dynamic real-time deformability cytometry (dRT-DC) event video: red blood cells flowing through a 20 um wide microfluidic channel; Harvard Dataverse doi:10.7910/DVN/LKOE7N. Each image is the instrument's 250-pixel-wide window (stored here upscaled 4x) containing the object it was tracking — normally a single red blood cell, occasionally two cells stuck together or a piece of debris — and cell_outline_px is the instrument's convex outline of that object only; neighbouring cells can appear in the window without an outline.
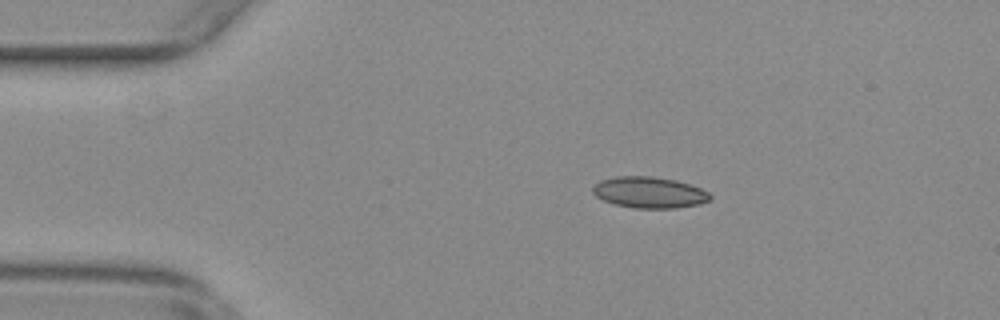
{"species": "common noctule bat (a hibernating species)", "species_latin": "Nyctalus noctula", "temperature_condition": "warm", "stored_images_in_passage": 6, "camera_frame_rate_fps": 3000, "um_per_image_px": 0.085, "animal": {"sex": "female", "body_mass_g": 29.2, "forearm_length_mm": 56.3}, "frame": {"image": 1, "passage_image": 2, "time_ms": 0.333, "image_size_px": [1000, 320], "cell_outline_px": [[712, 200], [700, 204], [676, 208], [632, 208], [612, 204], [596, 196], [592, 192], [592, 188], [600, 180], [616, 176], [652, 176], [676, 180], [700, 188], [708, 192], [712, 196]], "centroid_in_image_um": [55.19, 16.36], "position_along_channel_um": 29.8, "area_um2": 21.5}}